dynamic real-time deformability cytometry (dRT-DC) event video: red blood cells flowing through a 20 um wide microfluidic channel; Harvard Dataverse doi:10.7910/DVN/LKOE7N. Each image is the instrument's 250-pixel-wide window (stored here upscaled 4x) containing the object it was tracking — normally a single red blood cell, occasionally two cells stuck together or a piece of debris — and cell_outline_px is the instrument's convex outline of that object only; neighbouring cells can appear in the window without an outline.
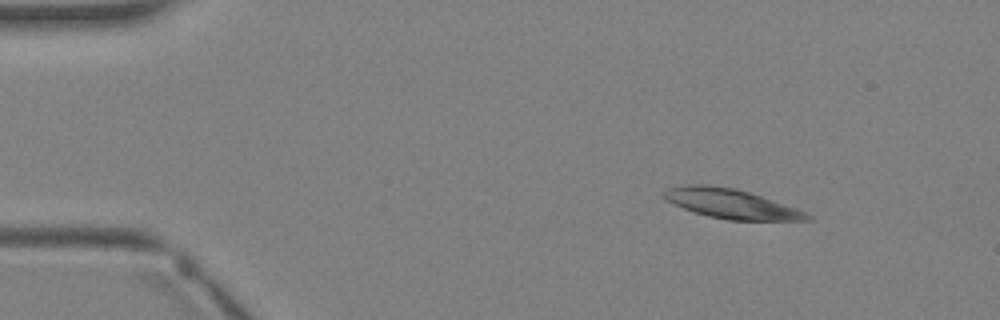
{"species": "Egyptian fruit bat (a non-hibernating species)", "species_latin": "Rousettus aegyptiacus", "temperature_condition": "warm", "stored_images_in_passage": 3, "camera_frame_rate_fps": 3000, "um_per_image_px": 0.085, "animal": {"sex": "female"}, "frame": {"image": 1, "passage_image": 1, "time_ms": 0.0, "image_size_px": [1000, 320], "cell_outline_px": [[812, 220], [728, 220], [708, 216], [684, 208], [668, 200], [660, 192], [668, 188], [684, 184], [708, 184], [736, 188], [808, 212], [812, 216]], "centroid_in_image_um": [62.15, 17.31], "position_along_channel_um": 22.9, "area_um2": 24.45}}
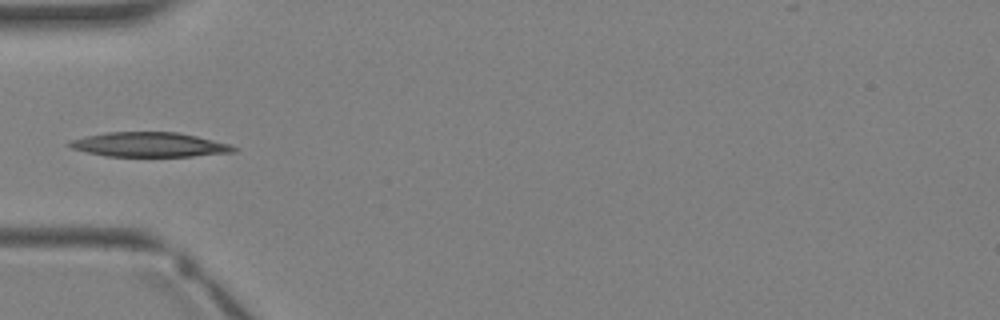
{"frame": {"image": 2, "passage_image": 3, "time_ms": 2.333, "image_size_px": [1000, 320], "cell_outline_px": [[240, 148], [236, 152], [192, 156], [104, 156], [72, 148], [64, 144], [72, 140], [88, 136], [108, 132], [180, 132], [228, 144]], "centroid_in_image_um": [12.72, 12.29], "position_along_channel_um": 72.3, "area_um2": 23.35}}